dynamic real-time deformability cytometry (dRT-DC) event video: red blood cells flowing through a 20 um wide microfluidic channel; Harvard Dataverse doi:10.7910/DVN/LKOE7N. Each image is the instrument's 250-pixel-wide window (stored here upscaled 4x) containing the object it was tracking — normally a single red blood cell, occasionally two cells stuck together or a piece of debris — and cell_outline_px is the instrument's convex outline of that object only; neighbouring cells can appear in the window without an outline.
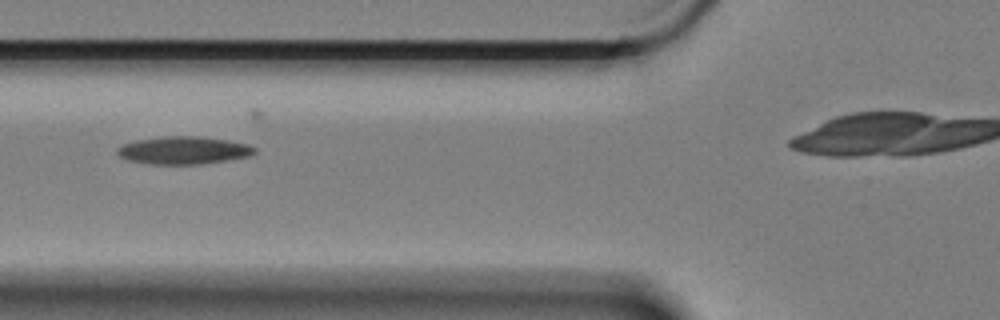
{"species": "Egyptian fruit bat (a non-hibernating species)", "species_latin": "Rousettus aegyptiacus", "temperature_condition": "cold", "stored_images_in_passage": 8, "camera_frame_rate_fps": 3000, "um_per_image_px": 0.085, "animal": {"sex": "female"}, "frame": {"image": 1, "passage_image": 2, "time_ms": 0.333, "image_size_px": [1000, 320], "cell_outline_px": [[256, 152], [248, 156], [200, 164], [152, 164], [128, 160], [120, 156], [116, 152], [116, 148], [124, 144], [136, 140], [168, 136], [200, 136], [228, 140], [248, 144], [256, 148]], "centroid_in_image_um": [15.6, 12.77], "position_along_channel_um": 110.2, "area_um2": 21.96}}
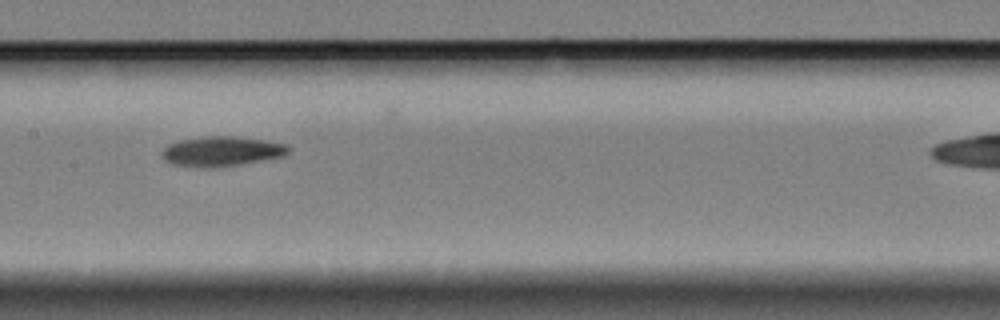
{"frame": {"image": 2, "passage_image": 4, "time_ms": 1.0, "image_size_px": [1000, 320], "cell_outline_px": [[292, 148], [284, 156], [240, 164], [216, 168], [200, 168], [172, 164], [164, 160], [160, 156], [160, 152], [168, 144], [180, 140], [204, 136], [232, 136], [264, 140], [288, 144]], "centroid_in_image_um": [18.81, 12.87], "position_along_channel_um": 188.6, "area_um2": 22.31}}
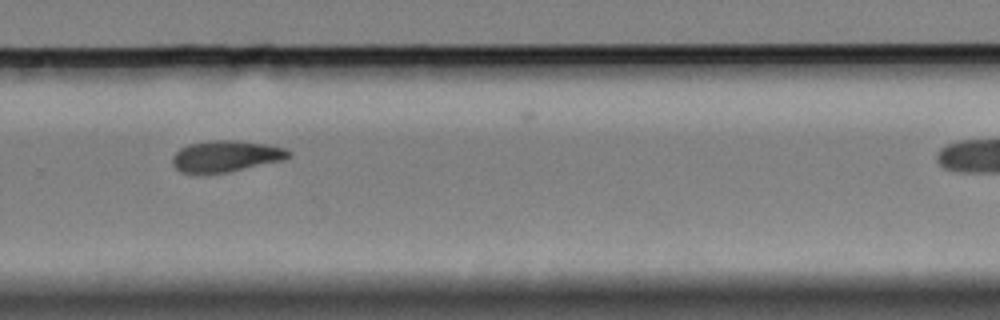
{"frame": {"image": 3, "passage_image": 7, "time_ms": 2.0, "image_size_px": [1000, 320], "cell_outline_px": [[292, 156], [284, 160], [228, 172], [180, 172], [172, 164], [172, 156], [180, 148], [188, 144], [208, 140], [236, 140], [268, 144], [284, 148], [292, 152]], "centroid_in_image_um": [19.23, 13.25], "position_along_channel_um": 310.6, "area_um2": 21.21}}